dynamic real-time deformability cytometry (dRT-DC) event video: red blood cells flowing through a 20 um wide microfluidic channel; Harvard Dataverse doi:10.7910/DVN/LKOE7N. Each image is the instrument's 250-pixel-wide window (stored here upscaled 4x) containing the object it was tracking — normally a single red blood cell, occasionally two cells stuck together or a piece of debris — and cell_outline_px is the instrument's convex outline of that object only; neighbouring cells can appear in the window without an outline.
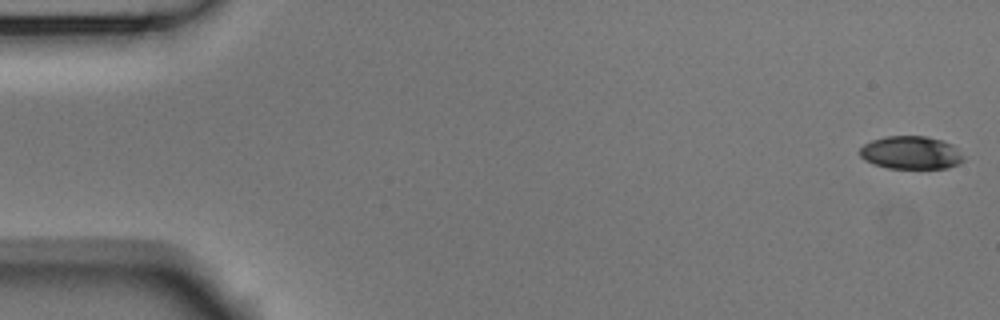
{"species": "Egyptian fruit bat (a non-hibernating species)", "species_latin": "Rousettus aegyptiacus", "temperature_condition": "room temperature", "stored_images_in_passage": 53, "camera_frame_rate_fps": 3000, "um_per_image_px": 0.085, "animal": {"sex": "male"}, "frame": {"image": 1, "passage_image": 1, "time_ms": 0.0, "image_size_px": [1000, 320], "cell_outline_px": [[964, 160], [960, 164], [948, 168], [888, 168], [864, 160], [860, 156], [860, 148], [864, 144], [872, 140], [884, 136], [924, 136], [940, 140], [952, 144], [964, 156]], "centroid_in_image_um": [77.44, 12.98], "position_along_channel_um": 7.6, "area_um2": 19.94}}
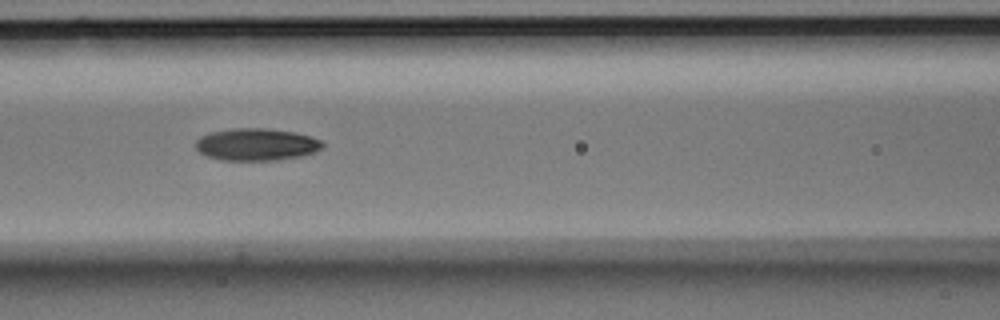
{"frame": {"image": 2, "passage_image": 23, "time_ms": 7.333, "image_size_px": [1000, 320], "cell_outline_px": [[324, 144], [320, 148], [312, 152], [300, 156], [276, 160], [224, 160], [208, 156], [200, 152], [196, 148], [196, 140], [200, 136], [212, 132], [236, 128], [264, 128], [292, 132], [308, 136], [320, 140]], "centroid_in_image_um": [21.76, 12.28], "position_along_channel_um": 144.8, "area_um2": 23.35}}
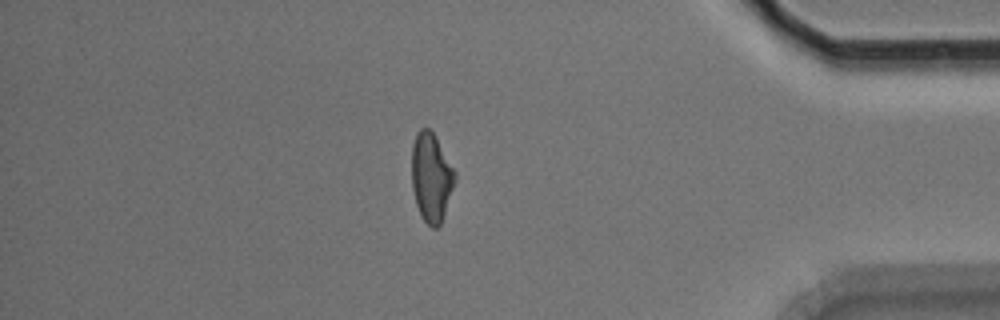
{"frame": {"image": 3, "passage_image": 46, "time_ms": 15.0, "image_size_px": [1000, 320], "cell_outline_px": [[456, 180], [440, 224], [436, 228], [432, 228], [424, 220], [416, 204], [412, 188], [412, 144], [416, 132], [420, 128], [428, 128], [432, 132], [456, 172]], "centroid_in_image_um": [36.64, 15.05], "position_along_channel_um": 398.6, "area_um2": 22.08}, "authors_computed_cell_mechanics": {"area_um2": 22.7154, "velocity_mm_per_s": 3.7631, "shape_relaxation_time_tau1_ms": 4.5388, "shape_relaxation_time_tau2_ms": 4.2327, "deformation_change_tau1": 0.1432, "deformation_change_tau2": 0.118}}